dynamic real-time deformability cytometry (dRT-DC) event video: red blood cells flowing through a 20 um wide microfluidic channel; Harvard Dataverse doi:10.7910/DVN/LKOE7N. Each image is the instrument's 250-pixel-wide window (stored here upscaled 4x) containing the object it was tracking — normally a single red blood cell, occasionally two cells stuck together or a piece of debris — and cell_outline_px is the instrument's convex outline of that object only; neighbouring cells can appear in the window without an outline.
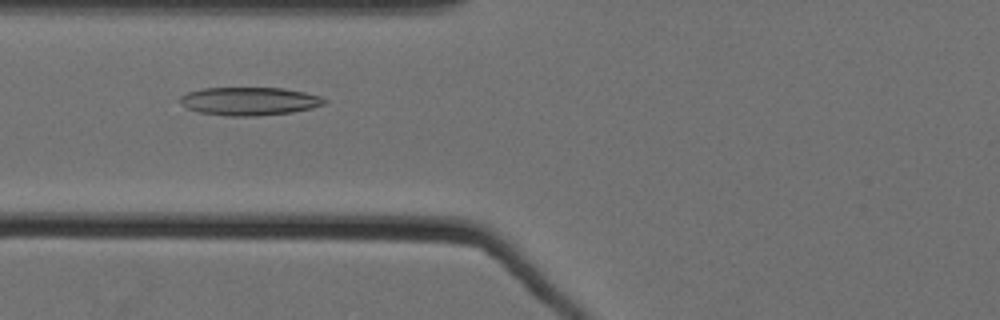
{"species": "Egyptian fruit bat (a non-hibernating species)", "species_latin": "Rousettus aegyptiacus", "temperature_condition": "cold", "stored_images_in_passage": 46, "camera_frame_rate_fps": 3000, "um_per_image_px": 0.085, "animal": {"sex": "female"}, "frame": {"image": 1, "passage_image": 21, "time_ms": 6.667, "image_size_px": [1000, 320], "cell_outline_px": [[328, 100], [324, 104], [312, 108], [292, 112], [256, 116], [232, 116], [200, 112], [188, 108], [180, 100], [180, 96], [188, 92], [204, 88], [284, 88], [304, 92], [320, 96]], "centroid_in_image_um": [21.24, 8.6], "position_along_channel_um": 104.6, "area_um2": 23.47}}
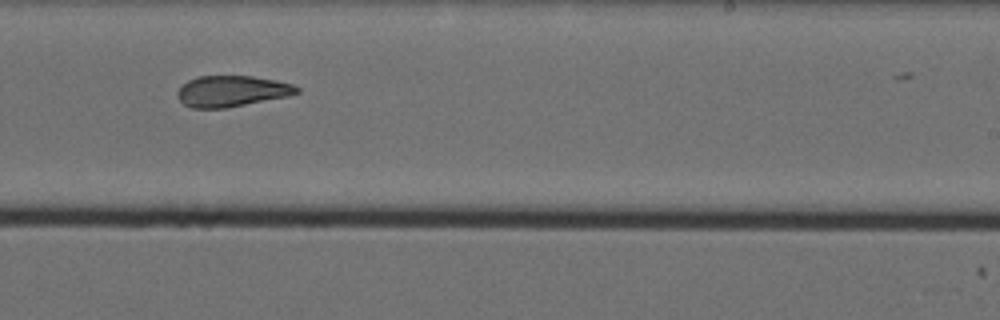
{"frame": {"image": 2, "passage_image": 35, "time_ms": 11.333, "image_size_px": [1000, 320], "cell_outline_px": [[300, 92], [288, 96], [224, 108], [192, 108], [184, 104], [176, 96], [176, 92], [188, 80], [200, 76], [252, 76], [276, 80], [292, 84], [300, 88]], "centroid_in_image_um": [19.7, 7.74], "position_along_channel_um": 269.3, "area_um2": 21.44}}
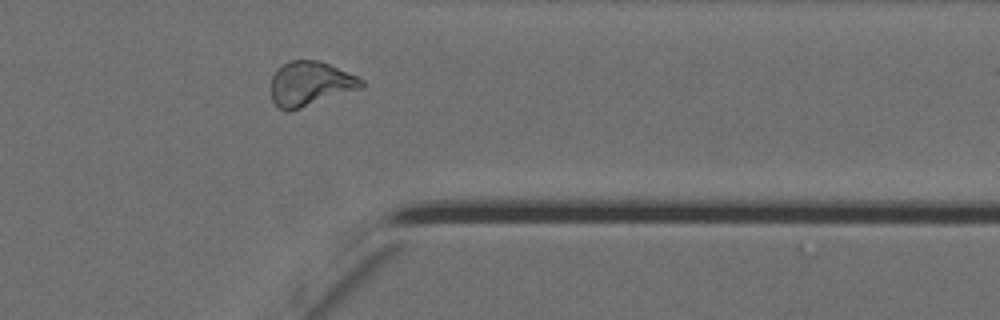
{"frame": {"image": 3, "passage_image": 45, "time_ms": 14.667, "image_size_px": [1000, 320], "cell_outline_px": [[364, 88], [288, 112], [284, 112], [272, 100], [272, 76], [276, 68], [292, 60], [316, 60], [328, 64], [356, 76], [364, 80]], "centroid_in_image_um": [26.37, 7.13], "position_along_channel_um": 385.0, "area_um2": 23.41}}